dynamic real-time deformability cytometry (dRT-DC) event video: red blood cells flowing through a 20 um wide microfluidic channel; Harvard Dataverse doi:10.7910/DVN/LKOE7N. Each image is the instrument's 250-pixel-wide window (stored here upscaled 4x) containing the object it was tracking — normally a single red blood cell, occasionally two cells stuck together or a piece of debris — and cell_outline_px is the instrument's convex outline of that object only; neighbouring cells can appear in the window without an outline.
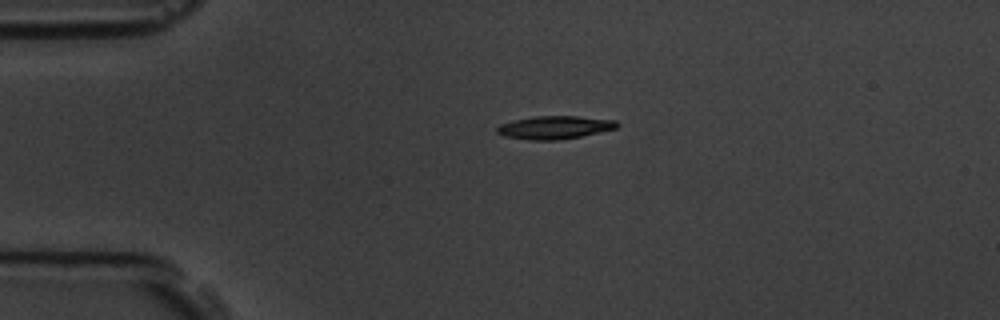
{"species": "common noctule bat (a hibernating species)", "species_latin": "Nyctalus noctula", "temperature_condition": "room temperature", "stored_images_in_passage": 2, "camera_frame_rate_fps": 3000, "um_per_image_px": 0.085, "animal": {"sex": "male", "body_mass_g": 19.5, "forearm_length_mm": 54.6}, "frame": {"image": 1, "passage_image": 1, "time_ms": 0.0, "image_size_px": [1000, 320], "cell_outline_px": [[620, 124], [616, 128], [580, 136], [556, 140], [528, 140], [504, 136], [496, 132], [496, 128], [500, 124], [512, 120], [536, 116], [576, 116], [616, 120]], "centroid_in_image_um": [47.11, 10.82], "position_along_channel_um": 37.9, "area_um2": 16.07}}